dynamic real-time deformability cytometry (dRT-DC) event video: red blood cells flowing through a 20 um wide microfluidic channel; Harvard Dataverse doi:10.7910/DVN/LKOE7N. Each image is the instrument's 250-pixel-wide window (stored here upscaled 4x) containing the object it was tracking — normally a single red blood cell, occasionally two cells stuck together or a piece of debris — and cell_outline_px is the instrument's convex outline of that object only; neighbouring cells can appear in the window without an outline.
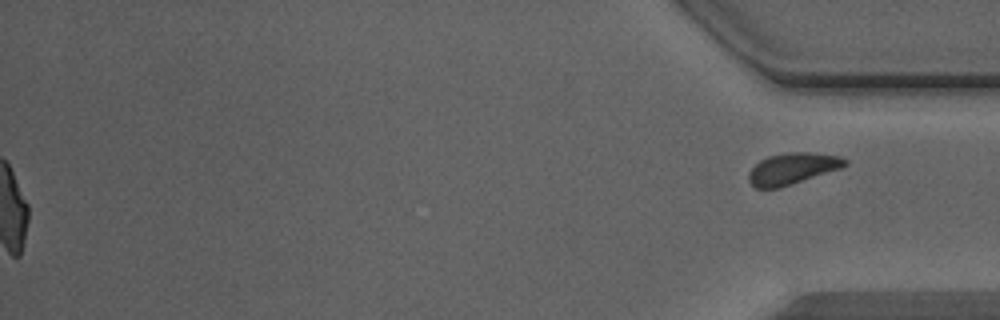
{"species": "Egyptian fruit bat (a non-hibernating species)", "species_latin": "Rousettus aegyptiacus", "temperature_condition": "warm", "stored_images_in_passage": 46, "segment_of_instrument_passage": [2, 2], "camera_frame_rate_fps": 3000, "um_per_image_px": 0.085, "animal": {"sex": "male"}, "frame": {"image": 1, "passage_image": 46, "time_ms": 15.0, "image_size_px": [1000, 320], "cell_outline_px": [[848, 164], [840, 168], [792, 184], [776, 188], [756, 188], [748, 180], [748, 176], [752, 168], [760, 160], [768, 156], [788, 152], [812, 152], [840, 156], [848, 160]], "centroid_in_image_um": [67.36, 14.31], "position_along_channel_um": 367.8, "area_um2": 17.46}}